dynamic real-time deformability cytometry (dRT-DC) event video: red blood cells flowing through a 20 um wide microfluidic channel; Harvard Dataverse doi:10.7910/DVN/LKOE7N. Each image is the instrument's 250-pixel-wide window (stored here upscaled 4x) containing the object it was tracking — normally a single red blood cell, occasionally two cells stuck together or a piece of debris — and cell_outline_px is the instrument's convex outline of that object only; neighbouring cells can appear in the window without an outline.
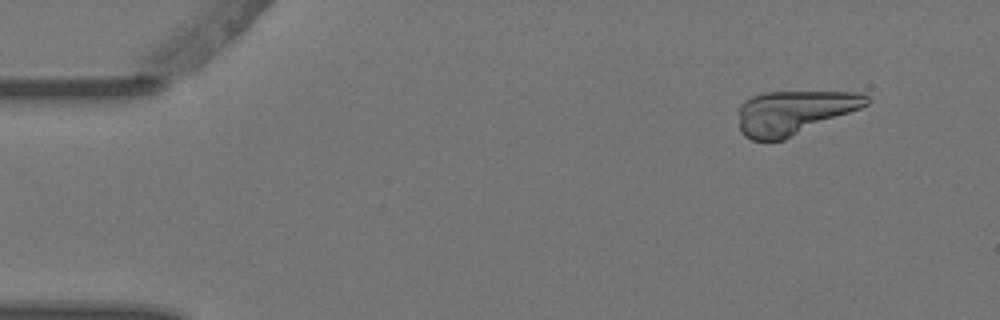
{"species": "Egyptian fruit bat (a non-hibernating species)", "species_latin": "Rousettus aegyptiacus", "temperature_condition": "warm", "stored_images_in_passage": 3, "camera_frame_rate_fps": 3000, "um_per_image_px": 0.085, "animal": {"sex": "female"}, "frame": {"image": 1, "passage_image": 1, "time_ms": 0.0, "image_size_px": [1000, 320], "cell_outline_px": [[868, 104], [860, 108], [784, 140], [752, 140], [744, 136], [740, 132], [740, 104], [744, 100], [752, 96], [764, 92], [860, 92], [868, 96]], "centroid_in_image_um": [67.47, 9.55], "position_along_channel_um": 17.5, "area_um2": 32.43}}